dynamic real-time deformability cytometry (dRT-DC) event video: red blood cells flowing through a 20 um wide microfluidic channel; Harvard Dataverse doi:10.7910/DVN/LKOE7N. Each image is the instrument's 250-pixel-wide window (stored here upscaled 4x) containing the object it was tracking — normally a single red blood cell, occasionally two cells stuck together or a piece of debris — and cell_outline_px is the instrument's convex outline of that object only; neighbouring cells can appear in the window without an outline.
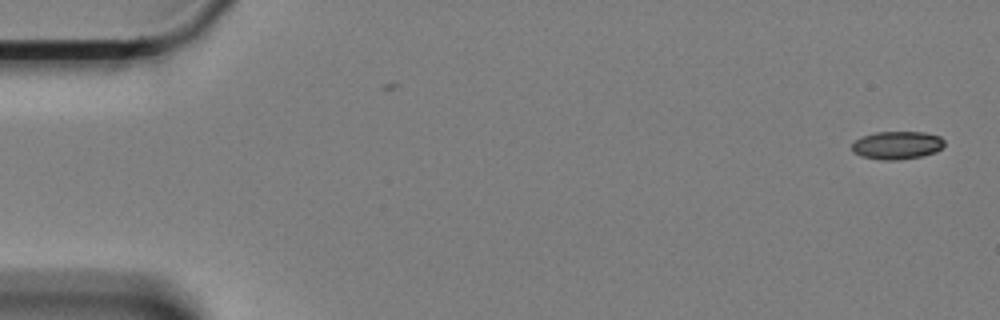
{"species": "Egyptian fruit bat (a non-hibernating species)", "species_latin": "Rousettus aegyptiacus", "temperature_condition": "cold", "stored_images_in_passage": 59, "camera_frame_rate_fps": 3000, "um_per_image_px": 0.085, "animal": {"sex": "female"}, "frame": {"image": 1, "passage_image": 1, "time_ms": 0.0, "image_size_px": [1000, 320], "cell_outline_px": [[944, 144], [936, 152], [920, 156], [900, 160], [880, 160], [860, 156], [852, 152], [852, 144], [860, 136], [876, 132], [924, 132], [940, 136], [944, 140]], "centroid_in_image_um": [76.22, 12.34], "position_along_channel_um": 8.8, "area_um2": 15.2}}
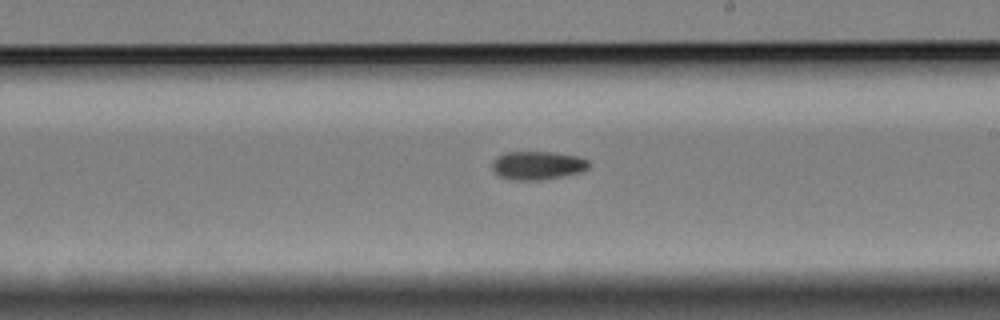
{"frame": {"image": 2, "passage_image": 34, "time_ms": 11.0, "image_size_px": [1000, 320], "cell_outline_px": [[588, 168], [580, 172], [560, 176], [536, 180], [516, 180], [500, 176], [492, 168], [492, 160], [496, 156], [504, 152], [552, 152], [576, 156], [588, 160]], "centroid_in_image_um": [45.65, 14.04], "position_along_channel_um": 243.4, "area_um2": 15.78}}
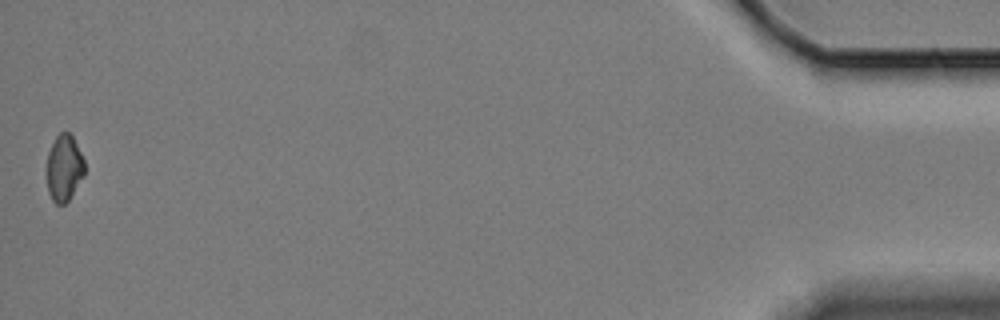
{"frame": {"image": 3, "passage_image": 59, "time_ms": 19.333, "image_size_px": [1000, 320], "cell_outline_px": [[84, 176], [68, 200], [64, 204], [56, 204], [52, 200], [48, 192], [44, 168], [48, 152], [56, 136], [60, 132], [68, 132], [72, 136], [84, 160]], "centroid_in_image_um": [5.4, 14.29], "position_along_channel_um": 429.8, "area_um2": 14.91}}